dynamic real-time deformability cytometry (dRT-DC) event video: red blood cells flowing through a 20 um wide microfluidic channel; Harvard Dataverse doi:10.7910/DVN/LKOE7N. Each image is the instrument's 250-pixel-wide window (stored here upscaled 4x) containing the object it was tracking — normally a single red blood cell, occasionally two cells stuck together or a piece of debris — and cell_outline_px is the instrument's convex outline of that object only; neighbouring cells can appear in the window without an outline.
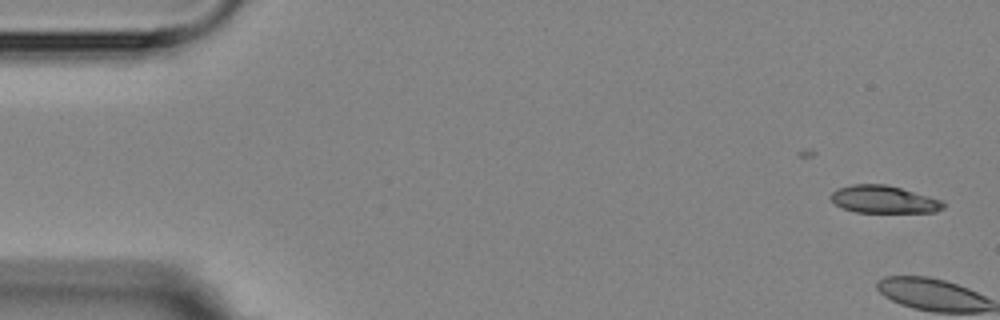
{"species": "Egyptian fruit bat (a non-hibernating species)", "species_latin": "Rousettus aegyptiacus", "temperature_condition": "room temperature", "stored_images_in_passage": 4, "camera_frame_rate_fps": 3000, "um_per_image_px": 0.085, "animal": {"sex": "female"}, "frame": {"image": 1, "passage_image": 4, "time_ms": 3.333, "image_size_px": [1000, 320], "cell_outline_px": [[944, 208], [936, 212], [856, 212], [844, 208], [836, 204], [828, 196], [836, 188], [852, 184], [884, 184], [900, 188], [944, 200]], "centroid_in_image_um": [75.12, 16.94], "position_along_channel_um": 9.9, "area_um2": 18.03}}